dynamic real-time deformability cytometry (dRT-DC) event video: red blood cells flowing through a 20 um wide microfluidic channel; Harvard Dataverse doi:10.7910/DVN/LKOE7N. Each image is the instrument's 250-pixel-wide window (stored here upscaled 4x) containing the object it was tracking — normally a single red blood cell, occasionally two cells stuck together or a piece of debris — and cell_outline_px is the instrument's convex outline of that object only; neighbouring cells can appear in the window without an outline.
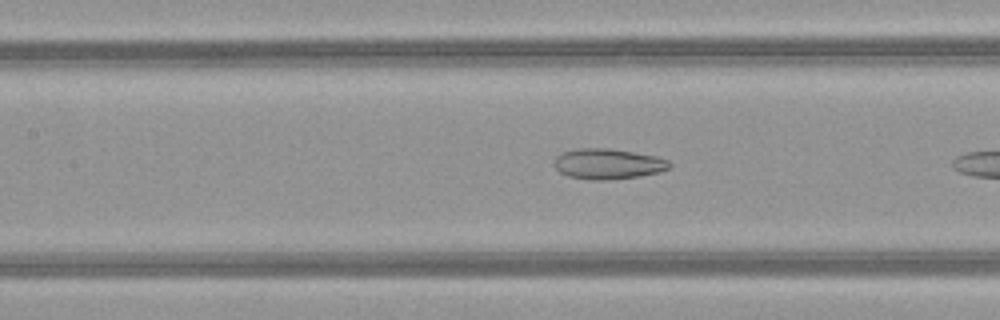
{"species": "common noctule bat (a hibernating species)", "species_latin": "Nyctalus noctula", "temperature_condition": "warm", "stored_images_in_passage": 24, "camera_frame_rate_fps": 3000, "um_per_image_px": 0.085, "animal": {"sex": "female", "body_mass_g": 21.9}, "frame": {"image": 1, "passage_image": 7, "time_ms": 2.0, "image_size_px": [1000, 320], "cell_outline_px": [[672, 164], [668, 168], [660, 172], [640, 176], [608, 180], [588, 180], [568, 176], [560, 172], [552, 164], [556, 156], [564, 152], [576, 148], [608, 148], [656, 156], [668, 160]], "centroid_in_image_um": [51.65, 13.93], "position_along_channel_um": 155.7, "area_um2": 20.58}}
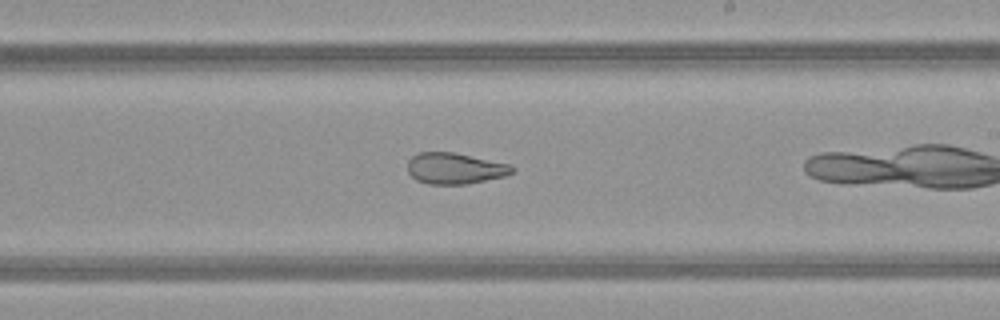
{"frame": {"image": 2, "passage_image": 14, "time_ms": 4.333, "image_size_px": [1000, 320], "cell_outline_px": [[516, 168], [512, 172], [504, 176], [464, 184], [428, 184], [416, 180], [408, 172], [408, 160], [412, 156], [420, 152], [452, 152], [512, 164]], "centroid_in_image_um": [38.66, 14.3], "position_along_channel_um": 250.3, "area_um2": 18.9}}
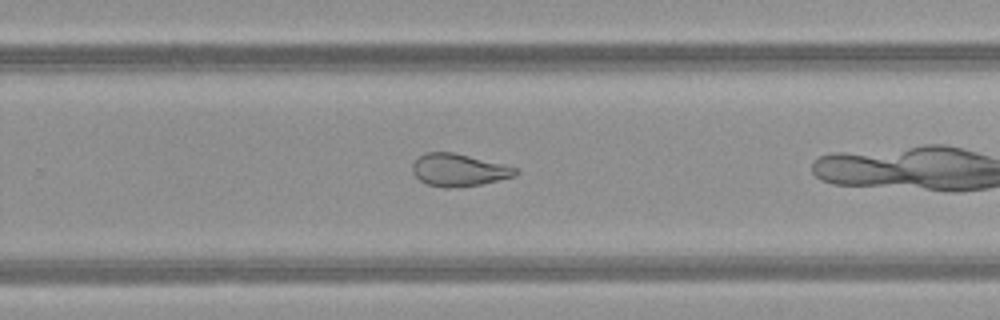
{"frame": {"image": 3, "passage_image": 17, "time_ms": 5.333, "image_size_px": [1000, 320], "cell_outline_px": [[516, 176], [480, 184], [456, 188], [444, 188], [428, 184], [420, 180], [412, 172], [412, 164], [420, 156], [428, 152], [452, 152], [504, 164], [516, 168]], "centroid_in_image_um": [38.98, 14.46], "position_along_channel_um": 290.8, "area_um2": 19.31}}